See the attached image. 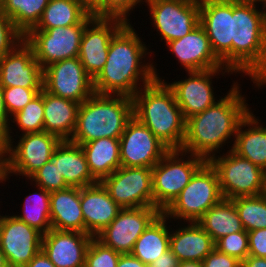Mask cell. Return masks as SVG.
Returning a JSON list of instances; mask_svg holds the SVG:
<instances>
[{
    "instance_id": "6da1fadb",
    "label": "cell",
    "mask_w": 266,
    "mask_h": 267,
    "mask_svg": "<svg viewBox=\"0 0 266 267\" xmlns=\"http://www.w3.org/2000/svg\"><path fill=\"white\" fill-rule=\"evenodd\" d=\"M138 35L127 22L112 37L104 68L93 80L95 93L133 97L142 87L159 80L155 65L143 60L150 52Z\"/></svg>"
},
{
    "instance_id": "7a4b0ae2",
    "label": "cell",
    "mask_w": 266,
    "mask_h": 267,
    "mask_svg": "<svg viewBox=\"0 0 266 267\" xmlns=\"http://www.w3.org/2000/svg\"><path fill=\"white\" fill-rule=\"evenodd\" d=\"M231 87L224 98L220 97L214 105L186 119L182 151L208 161L217 153L220 154V148L230 143L228 140L231 137L235 138L240 122L251 108L240 93L238 82L234 81Z\"/></svg>"
},
{
    "instance_id": "3957f363",
    "label": "cell",
    "mask_w": 266,
    "mask_h": 267,
    "mask_svg": "<svg viewBox=\"0 0 266 267\" xmlns=\"http://www.w3.org/2000/svg\"><path fill=\"white\" fill-rule=\"evenodd\" d=\"M257 8L232 0V71L259 89L266 84V9Z\"/></svg>"
},
{
    "instance_id": "277c9868",
    "label": "cell",
    "mask_w": 266,
    "mask_h": 267,
    "mask_svg": "<svg viewBox=\"0 0 266 267\" xmlns=\"http://www.w3.org/2000/svg\"><path fill=\"white\" fill-rule=\"evenodd\" d=\"M133 116L169 149L181 150L186 119L173 91L161 77L142 87L133 97Z\"/></svg>"
},
{
    "instance_id": "5b68a950",
    "label": "cell",
    "mask_w": 266,
    "mask_h": 267,
    "mask_svg": "<svg viewBox=\"0 0 266 267\" xmlns=\"http://www.w3.org/2000/svg\"><path fill=\"white\" fill-rule=\"evenodd\" d=\"M132 117V97L94 92L80 104L69 141L80 145L99 138H120Z\"/></svg>"
},
{
    "instance_id": "8992f818",
    "label": "cell",
    "mask_w": 266,
    "mask_h": 267,
    "mask_svg": "<svg viewBox=\"0 0 266 267\" xmlns=\"http://www.w3.org/2000/svg\"><path fill=\"white\" fill-rule=\"evenodd\" d=\"M223 199L216 170L206 161L191 177L179 196L163 212L167 218L198 222Z\"/></svg>"
},
{
    "instance_id": "52a82bcc",
    "label": "cell",
    "mask_w": 266,
    "mask_h": 267,
    "mask_svg": "<svg viewBox=\"0 0 266 267\" xmlns=\"http://www.w3.org/2000/svg\"><path fill=\"white\" fill-rule=\"evenodd\" d=\"M205 162L198 155L189 153L188 156L182 150H169L152 168L154 207L163 213Z\"/></svg>"
},
{
    "instance_id": "ba28073f",
    "label": "cell",
    "mask_w": 266,
    "mask_h": 267,
    "mask_svg": "<svg viewBox=\"0 0 266 267\" xmlns=\"http://www.w3.org/2000/svg\"><path fill=\"white\" fill-rule=\"evenodd\" d=\"M208 162L216 170L223 198L257 196L264 193L266 172L231 149Z\"/></svg>"
},
{
    "instance_id": "9c48e42d",
    "label": "cell",
    "mask_w": 266,
    "mask_h": 267,
    "mask_svg": "<svg viewBox=\"0 0 266 267\" xmlns=\"http://www.w3.org/2000/svg\"><path fill=\"white\" fill-rule=\"evenodd\" d=\"M89 14L80 24L52 29H31L24 40L32 47L35 59L44 69L48 65L78 57L85 26L94 18Z\"/></svg>"
},
{
    "instance_id": "30bf717a",
    "label": "cell",
    "mask_w": 266,
    "mask_h": 267,
    "mask_svg": "<svg viewBox=\"0 0 266 267\" xmlns=\"http://www.w3.org/2000/svg\"><path fill=\"white\" fill-rule=\"evenodd\" d=\"M19 139L15 146L13 138L6 144V174L8 177L13 174L25 176L26 179L49 162L62 141L46 131L25 133Z\"/></svg>"
},
{
    "instance_id": "8fae6325",
    "label": "cell",
    "mask_w": 266,
    "mask_h": 267,
    "mask_svg": "<svg viewBox=\"0 0 266 267\" xmlns=\"http://www.w3.org/2000/svg\"><path fill=\"white\" fill-rule=\"evenodd\" d=\"M150 17L167 44L189 34L200 22V0H145Z\"/></svg>"
},
{
    "instance_id": "7c38bea8",
    "label": "cell",
    "mask_w": 266,
    "mask_h": 267,
    "mask_svg": "<svg viewBox=\"0 0 266 267\" xmlns=\"http://www.w3.org/2000/svg\"><path fill=\"white\" fill-rule=\"evenodd\" d=\"M101 183L122 209L154 207L152 168L120 166Z\"/></svg>"
},
{
    "instance_id": "4fadbf2b",
    "label": "cell",
    "mask_w": 266,
    "mask_h": 267,
    "mask_svg": "<svg viewBox=\"0 0 266 267\" xmlns=\"http://www.w3.org/2000/svg\"><path fill=\"white\" fill-rule=\"evenodd\" d=\"M43 88L56 96L79 104L93 93V79L78 57L54 62L43 69Z\"/></svg>"
},
{
    "instance_id": "5bb4252c",
    "label": "cell",
    "mask_w": 266,
    "mask_h": 267,
    "mask_svg": "<svg viewBox=\"0 0 266 267\" xmlns=\"http://www.w3.org/2000/svg\"><path fill=\"white\" fill-rule=\"evenodd\" d=\"M122 167L153 168L169 149L141 123L132 117L119 138Z\"/></svg>"
},
{
    "instance_id": "9a60e30c",
    "label": "cell",
    "mask_w": 266,
    "mask_h": 267,
    "mask_svg": "<svg viewBox=\"0 0 266 267\" xmlns=\"http://www.w3.org/2000/svg\"><path fill=\"white\" fill-rule=\"evenodd\" d=\"M160 213L156 207L121 209L96 238L120 254H130L136 240Z\"/></svg>"
},
{
    "instance_id": "2e32d148",
    "label": "cell",
    "mask_w": 266,
    "mask_h": 267,
    "mask_svg": "<svg viewBox=\"0 0 266 267\" xmlns=\"http://www.w3.org/2000/svg\"><path fill=\"white\" fill-rule=\"evenodd\" d=\"M213 53L232 70V0H200V22Z\"/></svg>"
},
{
    "instance_id": "e0dca14e",
    "label": "cell",
    "mask_w": 266,
    "mask_h": 267,
    "mask_svg": "<svg viewBox=\"0 0 266 267\" xmlns=\"http://www.w3.org/2000/svg\"><path fill=\"white\" fill-rule=\"evenodd\" d=\"M126 23L120 18L94 17L85 26L78 58L93 80L104 68L112 37Z\"/></svg>"
},
{
    "instance_id": "ac0fdd59",
    "label": "cell",
    "mask_w": 266,
    "mask_h": 267,
    "mask_svg": "<svg viewBox=\"0 0 266 267\" xmlns=\"http://www.w3.org/2000/svg\"><path fill=\"white\" fill-rule=\"evenodd\" d=\"M220 73L221 75L232 74L233 71L228 68L187 71L188 78L172 83L165 82L173 91L175 100L185 119L203 112L218 101L217 97H214L215 92L211 79Z\"/></svg>"
},
{
    "instance_id": "d6986e66",
    "label": "cell",
    "mask_w": 266,
    "mask_h": 267,
    "mask_svg": "<svg viewBox=\"0 0 266 267\" xmlns=\"http://www.w3.org/2000/svg\"><path fill=\"white\" fill-rule=\"evenodd\" d=\"M43 234L16 216H1L0 248L9 267H25L41 250Z\"/></svg>"
},
{
    "instance_id": "ffe728a7",
    "label": "cell",
    "mask_w": 266,
    "mask_h": 267,
    "mask_svg": "<svg viewBox=\"0 0 266 267\" xmlns=\"http://www.w3.org/2000/svg\"><path fill=\"white\" fill-rule=\"evenodd\" d=\"M0 85L43 89V68L24 39L0 58Z\"/></svg>"
},
{
    "instance_id": "44dd1931",
    "label": "cell",
    "mask_w": 266,
    "mask_h": 267,
    "mask_svg": "<svg viewBox=\"0 0 266 267\" xmlns=\"http://www.w3.org/2000/svg\"><path fill=\"white\" fill-rule=\"evenodd\" d=\"M92 238L78 231L51 229L43 235L41 250L56 267H85Z\"/></svg>"
},
{
    "instance_id": "7402d4cb",
    "label": "cell",
    "mask_w": 266,
    "mask_h": 267,
    "mask_svg": "<svg viewBox=\"0 0 266 267\" xmlns=\"http://www.w3.org/2000/svg\"><path fill=\"white\" fill-rule=\"evenodd\" d=\"M166 45L186 72L226 68L213 53L206 31L200 24L186 36Z\"/></svg>"
},
{
    "instance_id": "603a6c76",
    "label": "cell",
    "mask_w": 266,
    "mask_h": 267,
    "mask_svg": "<svg viewBox=\"0 0 266 267\" xmlns=\"http://www.w3.org/2000/svg\"><path fill=\"white\" fill-rule=\"evenodd\" d=\"M85 233L96 237L122 209L109 195L101 182L80 188Z\"/></svg>"
},
{
    "instance_id": "cb8c5ba5",
    "label": "cell",
    "mask_w": 266,
    "mask_h": 267,
    "mask_svg": "<svg viewBox=\"0 0 266 267\" xmlns=\"http://www.w3.org/2000/svg\"><path fill=\"white\" fill-rule=\"evenodd\" d=\"M55 164L69 187L82 188L96 184L81 146L62 140L49 160Z\"/></svg>"
},
{
    "instance_id": "d4e9b609",
    "label": "cell",
    "mask_w": 266,
    "mask_h": 267,
    "mask_svg": "<svg viewBox=\"0 0 266 267\" xmlns=\"http://www.w3.org/2000/svg\"><path fill=\"white\" fill-rule=\"evenodd\" d=\"M188 224L170 231V249L180 262H202L215 248V242L198 222Z\"/></svg>"
},
{
    "instance_id": "484cf974",
    "label": "cell",
    "mask_w": 266,
    "mask_h": 267,
    "mask_svg": "<svg viewBox=\"0 0 266 267\" xmlns=\"http://www.w3.org/2000/svg\"><path fill=\"white\" fill-rule=\"evenodd\" d=\"M51 227L58 231L85 233V224L80 206V188L68 187L50 194Z\"/></svg>"
},
{
    "instance_id": "4316f807",
    "label": "cell",
    "mask_w": 266,
    "mask_h": 267,
    "mask_svg": "<svg viewBox=\"0 0 266 267\" xmlns=\"http://www.w3.org/2000/svg\"><path fill=\"white\" fill-rule=\"evenodd\" d=\"M230 148L266 172V127L260 125L259 118L253 112L250 111L240 122Z\"/></svg>"
},
{
    "instance_id": "83f0119b",
    "label": "cell",
    "mask_w": 266,
    "mask_h": 267,
    "mask_svg": "<svg viewBox=\"0 0 266 267\" xmlns=\"http://www.w3.org/2000/svg\"><path fill=\"white\" fill-rule=\"evenodd\" d=\"M80 104L44 89V131L61 140H70L77 122Z\"/></svg>"
},
{
    "instance_id": "f1b7e54d",
    "label": "cell",
    "mask_w": 266,
    "mask_h": 267,
    "mask_svg": "<svg viewBox=\"0 0 266 267\" xmlns=\"http://www.w3.org/2000/svg\"><path fill=\"white\" fill-rule=\"evenodd\" d=\"M92 177L101 182L120 166L119 138H99L80 144Z\"/></svg>"
},
{
    "instance_id": "f546056e",
    "label": "cell",
    "mask_w": 266,
    "mask_h": 267,
    "mask_svg": "<svg viewBox=\"0 0 266 267\" xmlns=\"http://www.w3.org/2000/svg\"><path fill=\"white\" fill-rule=\"evenodd\" d=\"M169 218L160 213L134 243L131 255L149 265L170 249V231L166 225Z\"/></svg>"
},
{
    "instance_id": "4dcf8cb0",
    "label": "cell",
    "mask_w": 266,
    "mask_h": 267,
    "mask_svg": "<svg viewBox=\"0 0 266 267\" xmlns=\"http://www.w3.org/2000/svg\"><path fill=\"white\" fill-rule=\"evenodd\" d=\"M198 224L215 243L228 234L244 231L235 204L232 200L225 198L212 206L198 221Z\"/></svg>"
},
{
    "instance_id": "1f68e13d",
    "label": "cell",
    "mask_w": 266,
    "mask_h": 267,
    "mask_svg": "<svg viewBox=\"0 0 266 267\" xmlns=\"http://www.w3.org/2000/svg\"><path fill=\"white\" fill-rule=\"evenodd\" d=\"M89 14L79 0H49L39 23L33 29H52L77 25Z\"/></svg>"
},
{
    "instance_id": "d6a6232c",
    "label": "cell",
    "mask_w": 266,
    "mask_h": 267,
    "mask_svg": "<svg viewBox=\"0 0 266 267\" xmlns=\"http://www.w3.org/2000/svg\"><path fill=\"white\" fill-rule=\"evenodd\" d=\"M49 0H2L0 9L25 36L39 23Z\"/></svg>"
},
{
    "instance_id": "836d02e7",
    "label": "cell",
    "mask_w": 266,
    "mask_h": 267,
    "mask_svg": "<svg viewBox=\"0 0 266 267\" xmlns=\"http://www.w3.org/2000/svg\"><path fill=\"white\" fill-rule=\"evenodd\" d=\"M37 189L39 192L30 193L25 197L22 213L14 216L44 235L52 229L50 221L51 192L39 186Z\"/></svg>"
},
{
    "instance_id": "e575fe53",
    "label": "cell",
    "mask_w": 266,
    "mask_h": 267,
    "mask_svg": "<svg viewBox=\"0 0 266 267\" xmlns=\"http://www.w3.org/2000/svg\"><path fill=\"white\" fill-rule=\"evenodd\" d=\"M244 230L266 228V197L264 194L232 199Z\"/></svg>"
},
{
    "instance_id": "d590c367",
    "label": "cell",
    "mask_w": 266,
    "mask_h": 267,
    "mask_svg": "<svg viewBox=\"0 0 266 267\" xmlns=\"http://www.w3.org/2000/svg\"><path fill=\"white\" fill-rule=\"evenodd\" d=\"M10 121L16 123L22 134L44 131V88Z\"/></svg>"
},
{
    "instance_id": "8d00e7d4",
    "label": "cell",
    "mask_w": 266,
    "mask_h": 267,
    "mask_svg": "<svg viewBox=\"0 0 266 267\" xmlns=\"http://www.w3.org/2000/svg\"><path fill=\"white\" fill-rule=\"evenodd\" d=\"M120 255L93 237L86 253L85 267H117Z\"/></svg>"
},
{
    "instance_id": "74e56055",
    "label": "cell",
    "mask_w": 266,
    "mask_h": 267,
    "mask_svg": "<svg viewBox=\"0 0 266 267\" xmlns=\"http://www.w3.org/2000/svg\"><path fill=\"white\" fill-rule=\"evenodd\" d=\"M215 248L242 262L249 255L248 232L244 230L228 234L215 243Z\"/></svg>"
},
{
    "instance_id": "f35d334b",
    "label": "cell",
    "mask_w": 266,
    "mask_h": 267,
    "mask_svg": "<svg viewBox=\"0 0 266 267\" xmlns=\"http://www.w3.org/2000/svg\"><path fill=\"white\" fill-rule=\"evenodd\" d=\"M29 180H31L32 183L34 181L36 184L35 186L42 187L49 192L64 190L69 187L66 184L63 175L60 174L58 167L50 161L36 171Z\"/></svg>"
},
{
    "instance_id": "ab89813d",
    "label": "cell",
    "mask_w": 266,
    "mask_h": 267,
    "mask_svg": "<svg viewBox=\"0 0 266 267\" xmlns=\"http://www.w3.org/2000/svg\"><path fill=\"white\" fill-rule=\"evenodd\" d=\"M42 89H30L20 86L3 87L4 104L10 118L21 111Z\"/></svg>"
},
{
    "instance_id": "60d3db41",
    "label": "cell",
    "mask_w": 266,
    "mask_h": 267,
    "mask_svg": "<svg viewBox=\"0 0 266 267\" xmlns=\"http://www.w3.org/2000/svg\"><path fill=\"white\" fill-rule=\"evenodd\" d=\"M23 39L24 36L15 28L12 20L0 9V58Z\"/></svg>"
},
{
    "instance_id": "b9f144b4",
    "label": "cell",
    "mask_w": 266,
    "mask_h": 267,
    "mask_svg": "<svg viewBox=\"0 0 266 267\" xmlns=\"http://www.w3.org/2000/svg\"><path fill=\"white\" fill-rule=\"evenodd\" d=\"M144 2L145 0H104V17L120 18L130 22V19H127L130 16L129 12L133 11L137 4L140 6Z\"/></svg>"
},
{
    "instance_id": "7bdbcfd3",
    "label": "cell",
    "mask_w": 266,
    "mask_h": 267,
    "mask_svg": "<svg viewBox=\"0 0 266 267\" xmlns=\"http://www.w3.org/2000/svg\"><path fill=\"white\" fill-rule=\"evenodd\" d=\"M203 267H241V261L214 248L202 261Z\"/></svg>"
},
{
    "instance_id": "ee69618b",
    "label": "cell",
    "mask_w": 266,
    "mask_h": 267,
    "mask_svg": "<svg viewBox=\"0 0 266 267\" xmlns=\"http://www.w3.org/2000/svg\"><path fill=\"white\" fill-rule=\"evenodd\" d=\"M249 255L266 257V228L248 231Z\"/></svg>"
},
{
    "instance_id": "f6af8a7d",
    "label": "cell",
    "mask_w": 266,
    "mask_h": 267,
    "mask_svg": "<svg viewBox=\"0 0 266 267\" xmlns=\"http://www.w3.org/2000/svg\"><path fill=\"white\" fill-rule=\"evenodd\" d=\"M10 119L4 104L3 87L0 85V129L4 132V140L6 144L11 141V138L13 137L10 134L13 133L10 132L12 131V128L10 127Z\"/></svg>"
},
{
    "instance_id": "bcb514c9",
    "label": "cell",
    "mask_w": 266,
    "mask_h": 267,
    "mask_svg": "<svg viewBox=\"0 0 266 267\" xmlns=\"http://www.w3.org/2000/svg\"><path fill=\"white\" fill-rule=\"evenodd\" d=\"M179 262L180 261L172 253L171 249H169L147 266L148 267H178Z\"/></svg>"
},
{
    "instance_id": "7dc6e473",
    "label": "cell",
    "mask_w": 266,
    "mask_h": 267,
    "mask_svg": "<svg viewBox=\"0 0 266 267\" xmlns=\"http://www.w3.org/2000/svg\"><path fill=\"white\" fill-rule=\"evenodd\" d=\"M81 5L95 17H104V0H79Z\"/></svg>"
},
{
    "instance_id": "c3c4849f",
    "label": "cell",
    "mask_w": 266,
    "mask_h": 267,
    "mask_svg": "<svg viewBox=\"0 0 266 267\" xmlns=\"http://www.w3.org/2000/svg\"><path fill=\"white\" fill-rule=\"evenodd\" d=\"M25 267H56L45 253L40 250Z\"/></svg>"
},
{
    "instance_id": "681fc988",
    "label": "cell",
    "mask_w": 266,
    "mask_h": 267,
    "mask_svg": "<svg viewBox=\"0 0 266 267\" xmlns=\"http://www.w3.org/2000/svg\"><path fill=\"white\" fill-rule=\"evenodd\" d=\"M117 267H148L131 254H121Z\"/></svg>"
},
{
    "instance_id": "f907efd6",
    "label": "cell",
    "mask_w": 266,
    "mask_h": 267,
    "mask_svg": "<svg viewBox=\"0 0 266 267\" xmlns=\"http://www.w3.org/2000/svg\"><path fill=\"white\" fill-rule=\"evenodd\" d=\"M10 179L6 174V144H0V183Z\"/></svg>"
},
{
    "instance_id": "816d5d0a",
    "label": "cell",
    "mask_w": 266,
    "mask_h": 267,
    "mask_svg": "<svg viewBox=\"0 0 266 267\" xmlns=\"http://www.w3.org/2000/svg\"><path fill=\"white\" fill-rule=\"evenodd\" d=\"M241 267H266V259L248 255L242 262Z\"/></svg>"
},
{
    "instance_id": "f5cc1de1",
    "label": "cell",
    "mask_w": 266,
    "mask_h": 267,
    "mask_svg": "<svg viewBox=\"0 0 266 267\" xmlns=\"http://www.w3.org/2000/svg\"><path fill=\"white\" fill-rule=\"evenodd\" d=\"M178 267H203L202 262L199 261H181Z\"/></svg>"
},
{
    "instance_id": "db71d44e",
    "label": "cell",
    "mask_w": 266,
    "mask_h": 267,
    "mask_svg": "<svg viewBox=\"0 0 266 267\" xmlns=\"http://www.w3.org/2000/svg\"><path fill=\"white\" fill-rule=\"evenodd\" d=\"M237 1L242 2V3H247V4H253V5H257V3L260 2L263 8L266 9V0H237Z\"/></svg>"
},
{
    "instance_id": "11a10c76",
    "label": "cell",
    "mask_w": 266,
    "mask_h": 267,
    "mask_svg": "<svg viewBox=\"0 0 266 267\" xmlns=\"http://www.w3.org/2000/svg\"><path fill=\"white\" fill-rule=\"evenodd\" d=\"M0 267H9L8 266V263H7V260L5 258V255L4 253L1 251V248H0Z\"/></svg>"
},
{
    "instance_id": "9f6ffc18",
    "label": "cell",
    "mask_w": 266,
    "mask_h": 267,
    "mask_svg": "<svg viewBox=\"0 0 266 267\" xmlns=\"http://www.w3.org/2000/svg\"><path fill=\"white\" fill-rule=\"evenodd\" d=\"M0 144H6L4 140V132L0 129Z\"/></svg>"
},
{
    "instance_id": "6f0895ef",
    "label": "cell",
    "mask_w": 266,
    "mask_h": 267,
    "mask_svg": "<svg viewBox=\"0 0 266 267\" xmlns=\"http://www.w3.org/2000/svg\"><path fill=\"white\" fill-rule=\"evenodd\" d=\"M264 196L266 197V178H265V186H264Z\"/></svg>"
}]
</instances>
